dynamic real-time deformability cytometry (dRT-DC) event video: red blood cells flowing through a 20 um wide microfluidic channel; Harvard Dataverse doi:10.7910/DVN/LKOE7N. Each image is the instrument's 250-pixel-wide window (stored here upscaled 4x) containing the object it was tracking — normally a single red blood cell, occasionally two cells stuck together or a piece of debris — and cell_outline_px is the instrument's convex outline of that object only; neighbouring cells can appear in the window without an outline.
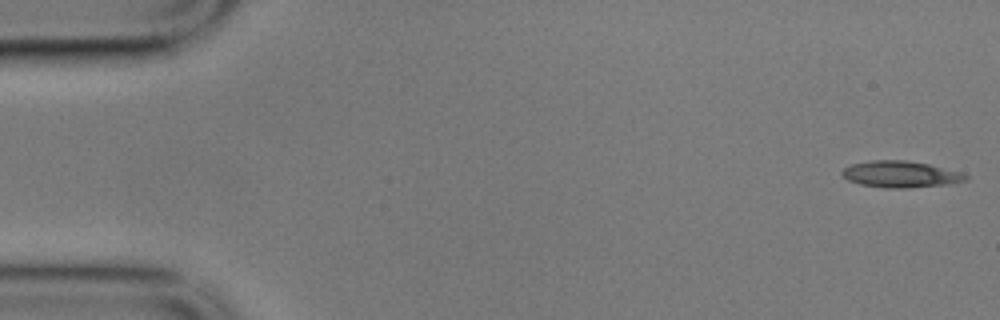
{"species": "common noctule bat (a hibernating species)", "species_latin": "Nyctalus noctula", "temperature_condition": "cold", "stored_images_in_passage": 56, "camera_frame_rate_fps": 3000, "um_per_image_px": 0.085, "animal": {"sex": "male", "body_mass_g": 17.9}, "frame": {"image": 1, "passage_image": 1, "time_ms": 0.0, "image_size_px": [1000, 320], "cell_outline_px": [[968, 180], [948, 184], [908, 188], [884, 188], [860, 184], [848, 180], [840, 172], [844, 168], [852, 164], [872, 160], [904, 160], [928, 164], [960, 172], [968, 176]], "centroid_in_image_um": [76.54, 14.82], "position_along_channel_um": 8.5, "area_um2": 18.96}}
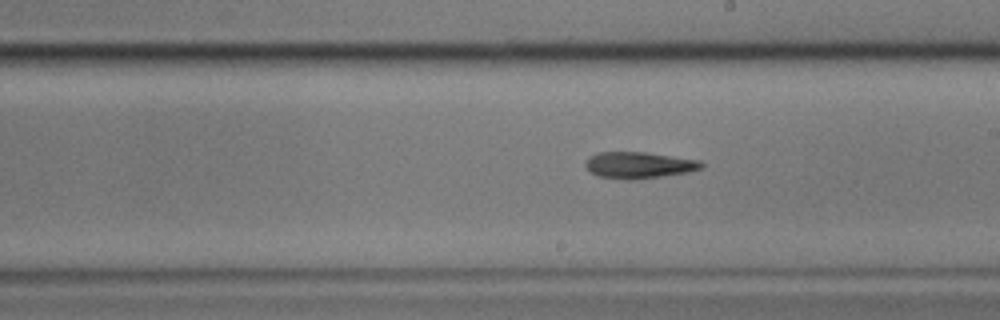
{"frame": {"image": 2, "passage_image": 31, "time_ms": 10.0, "image_size_px": [1000, 320], "cell_outline_px": [[704, 168], [688, 172], [632, 180], [628, 180], [596, 176], [588, 172], [584, 164], [588, 156], [596, 152], [644, 152], [700, 160], [704, 164]], "centroid_in_image_um": [54.25, 14.03], "position_along_channel_um": 234.7, "area_um2": 18.09}}
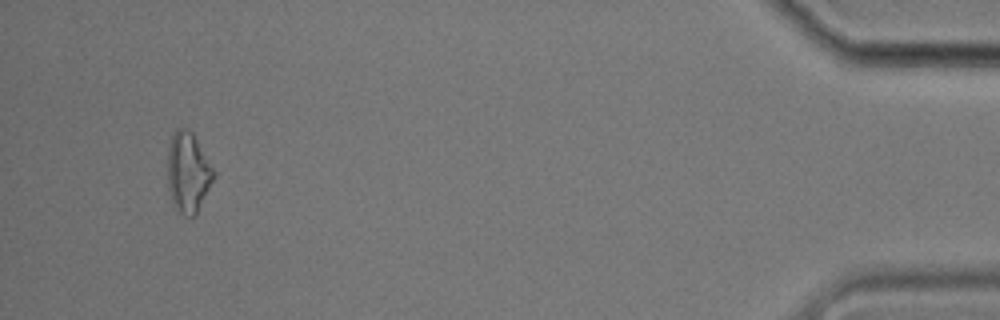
{"frame": {"image": 3, "passage_image": 53, "time_ms": 17.333, "image_size_px": [1000, 320], "cell_outline_px": [[216, 176], [196, 216], [184, 216], [176, 212], [172, 204], [168, 188], [168, 144], [176, 128], [184, 128], [192, 132], [216, 172]], "centroid_in_image_um": [15.99, 14.71], "position_along_channel_um": 419.2, "area_um2": 21.96}, "authors_computed_cell_mechanics": {"area_um2": 18.0625, "velocity_mm_per_s": 3.5287, "shape_relaxation_time_tau1_ms": 10.2472, "shape_relaxation_time_tau2_ms": null, "deformation_change_tau1": 0.2651, "deformation_change_tau2": null}}